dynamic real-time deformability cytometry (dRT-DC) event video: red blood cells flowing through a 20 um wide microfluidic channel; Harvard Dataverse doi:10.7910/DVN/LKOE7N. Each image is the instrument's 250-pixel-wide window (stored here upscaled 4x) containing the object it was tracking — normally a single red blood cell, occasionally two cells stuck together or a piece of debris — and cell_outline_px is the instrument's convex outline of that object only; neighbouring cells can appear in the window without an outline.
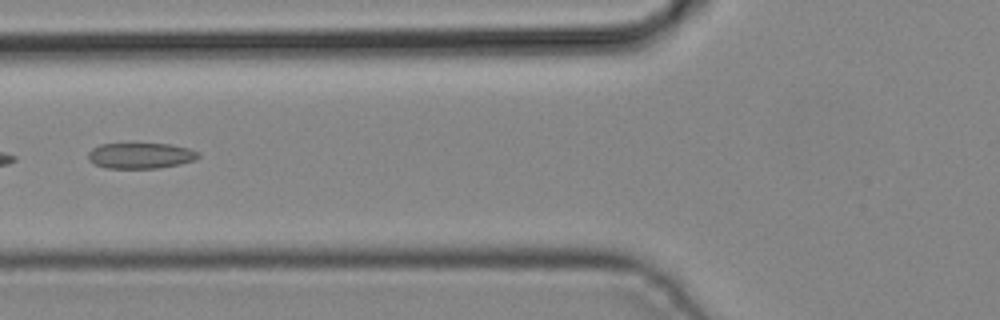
{"species": "common noctule bat (a hibernating species)", "species_latin": "Nyctalus noctula", "temperature_condition": "cold", "stored_images_in_passage": 5, "camera_frame_rate_fps": 3000, "um_per_image_px": 0.085, "animal": {"sex": "male", "body_mass_g": 19.2, "forearm_length_mm": 51.8}, "frame": {"image": 1, "passage_image": 4, "time_ms": 1.0, "image_size_px": [1000, 320], "cell_outline_px": [[200, 156], [196, 160], [180, 164], [160, 168], [104, 168], [88, 160], [88, 152], [92, 148], [100, 144], [168, 144], [188, 148], [200, 152]], "centroid_in_image_um": [11.96, 13.23], "position_along_channel_um": 113.8, "area_um2": 16.59}}
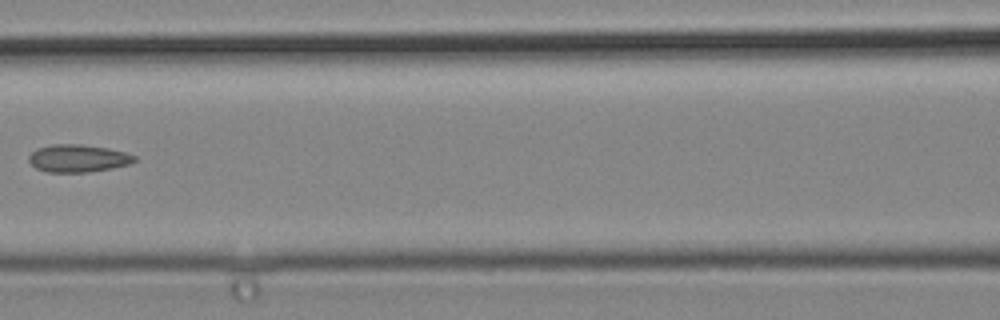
{"frame": {"image": 2, "passage_image": 5, "time_ms": 1.333, "image_size_px": [1000, 320], "cell_outline_px": [[136, 160], [128, 164], [112, 168], [88, 172], [48, 172], [36, 168], [28, 160], [28, 156], [36, 148], [52, 144], [80, 144], [108, 148], [124, 152], [136, 156]], "centroid_in_image_um": [6.6, 13.45], "position_along_channel_um": 160.0, "area_um2": 16.94}}